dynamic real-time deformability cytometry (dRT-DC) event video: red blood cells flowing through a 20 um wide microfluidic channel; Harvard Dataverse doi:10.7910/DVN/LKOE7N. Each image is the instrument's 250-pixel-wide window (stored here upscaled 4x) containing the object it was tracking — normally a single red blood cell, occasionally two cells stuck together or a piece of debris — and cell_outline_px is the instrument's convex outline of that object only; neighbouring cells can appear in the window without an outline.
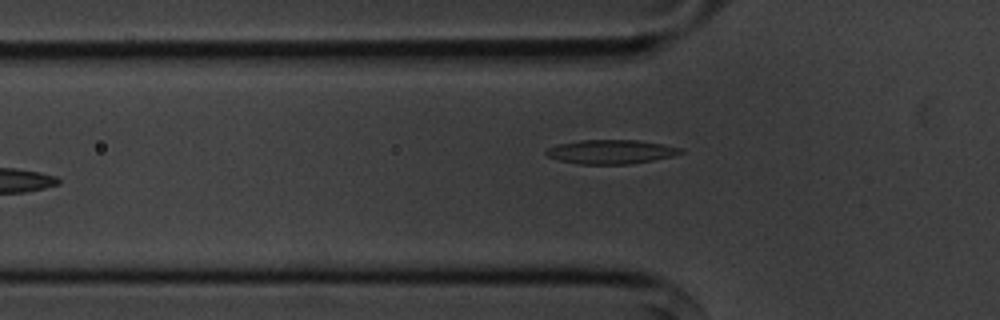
{"species": "common noctule bat (a hibernating species)", "species_latin": "Nyctalus noctula", "temperature_condition": "cold", "stored_images_in_passage": 34, "camera_frame_rate_fps": 3000, "um_per_image_px": 0.085, "animal": {"sex": "male", "body_mass_g": 20.1, "forearm_length_mm": 53.5}, "frame": {"image": 1, "passage_image": 2, "time_ms": 0.333, "image_size_px": [1000, 320], "cell_outline_px": [[684, 152], [672, 156], [652, 160], [628, 164], [580, 164], [560, 160], [548, 156], [544, 152], [548, 148], [556, 144], [580, 140], [640, 140], [664, 144], [684, 148]], "centroid_in_image_um": [51.95, 12.89], "position_along_channel_um": 73.8, "area_um2": 18.9}}
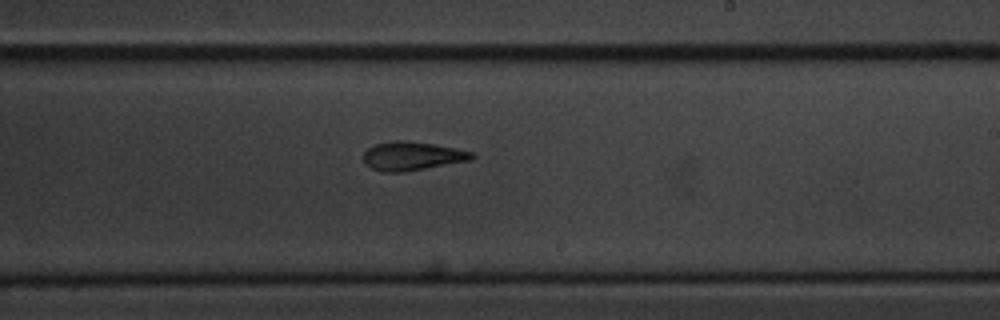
{"frame": {"image": 2, "passage_image": 17, "time_ms": 5.333, "image_size_px": [1000, 320], "cell_outline_px": [[476, 156], [472, 160], [404, 172], [380, 172], [364, 164], [364, 152], [372, 144], [392, 140], [396, 140], [432, 144], [456, 148], [472, 152]], "centroid_in_image_um": [35.01, 13.27], "position_along_channel_um": 254.0, "area_um2": 18.21}}
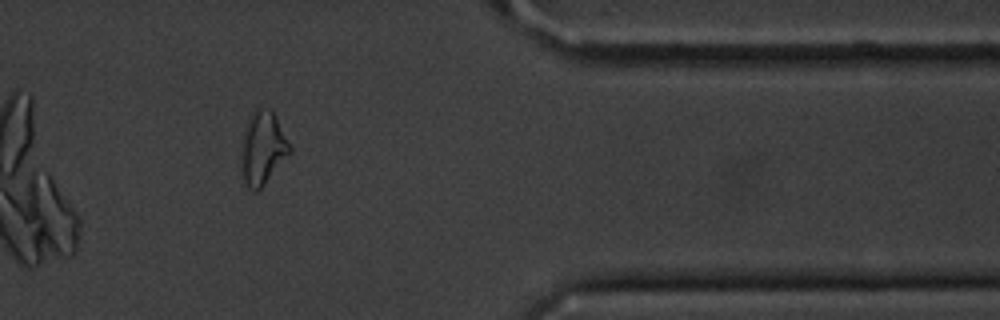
{"frame": {"image": 3, "passage_image": 30, "time_ms": 9.667, "image_size_px": [1000, 320], "cell_outline_px": [[292, 152], [264, 184], [256, 192], [252, 192], [248, 188], [244, 180], [244, 136], [252, 112], [256, 108], [272, 108], [292, 148]], "centroid_in_image_um": [22.41, 12.57], "position_along_channel_um": 389.0, "area_um2": 19.88}, "authors_computed_cell_mechanics": {"area_um2": 18.6983, "velocity_mm_per_s": 3.5812, "shape_relaxation_time_tau1_ms": 3.3484, "shape_relaxation_time_tau2_ms": 3.9292, "deformation_change_tau1": 0.1239, "deformation_change_tau2": 0.1345}}